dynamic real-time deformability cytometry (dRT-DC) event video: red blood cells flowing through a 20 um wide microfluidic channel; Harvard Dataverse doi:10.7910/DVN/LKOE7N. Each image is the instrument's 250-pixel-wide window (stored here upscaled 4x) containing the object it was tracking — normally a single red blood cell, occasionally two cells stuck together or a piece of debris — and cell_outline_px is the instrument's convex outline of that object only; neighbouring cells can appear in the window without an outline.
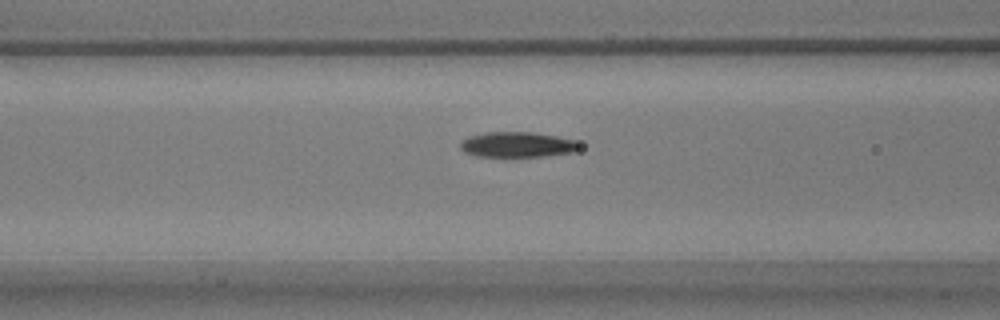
{"species": "common noctule bat (a hibernating species)", "species_latin": "Nyctalus noctula", "temperature_condition": "warm", "stored_images_in_passage": 6, "camera_frame_rate_fps": 3000, "um_per_image_px": 0.085, "animal": {"sex": "male", "body_mass_g": 17.9}, "frame": {"image": 1, "passage_image": 5, "time_ms": 1.333, "image_size_px": [1000, 320], "cell_outline_px": [[584, 144], [580, 148], [572, 152], [544, 156], [476, 156], [464, 152], [460, 148], [460, 140], [468, 136], [488, 132], [532, 132], [580, 140]], "centroid_in_image_um": [44.01, 12.28], "position_along_channel_um": 122.6, "area_um2": 17.8}}